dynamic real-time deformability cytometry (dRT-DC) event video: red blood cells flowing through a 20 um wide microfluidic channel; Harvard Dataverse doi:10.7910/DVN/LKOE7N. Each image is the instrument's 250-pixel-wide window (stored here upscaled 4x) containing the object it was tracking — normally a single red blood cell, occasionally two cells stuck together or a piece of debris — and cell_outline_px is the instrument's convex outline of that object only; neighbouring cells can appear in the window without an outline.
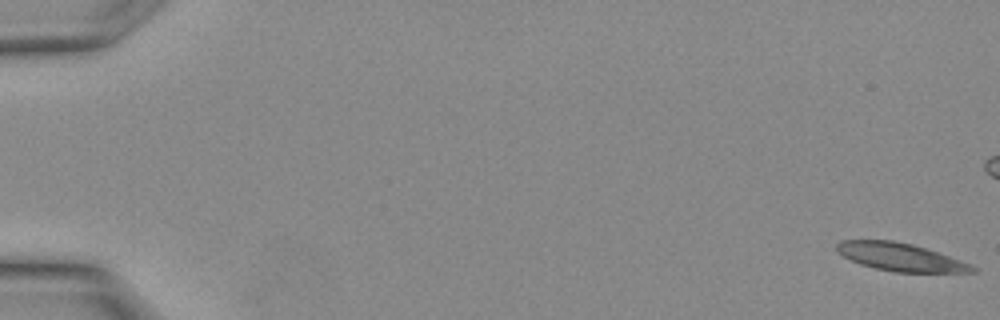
{"species": "Egyptian fruit bat (a non-hibernating species)", "species_latin": "Rousettus aegyptiacus", "temperature_condition": "warm", "stored_images_in_passage": 20, "camera_frame_rate_fps": 3000, "um_per_image_px": 0.085, "animal": {"sex": "female"}, "frame": {"image": 1, "passage_image": 1, "time_ms": 0.0, "image_size_px": [1000, 320], "cell_outline_px": [[976, 272], [896, 272], [876, 268], [860, 264], [836, 252], [836, 244], [840, 240], [892, 240], [912, 244], [940, 252], [972, 264], [976, 268]], "centroid_in_image_um": [76.55, 21.84], "position_along_channel_um": 8.5, "area_um2": 22.08}}
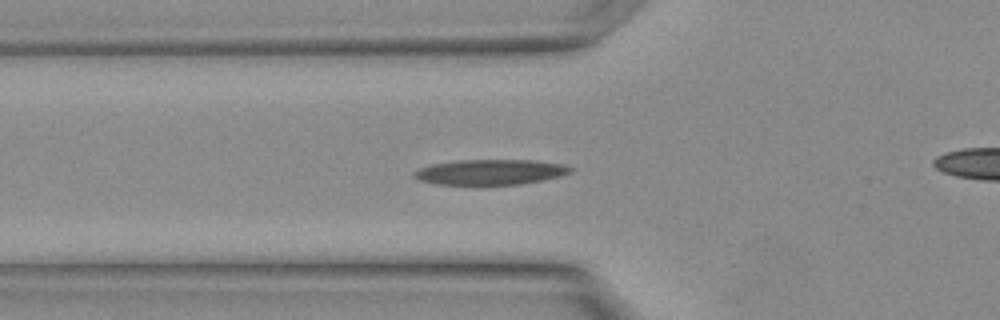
{"frame": {"image": 2, "passage_image": 12, "time_ms": 3.667, "image_size_px": [1000, 320], "cell_outline_px": [[572, 172], [560, 176], [540, 180], [516, 184], [436, 184], [420, 180], [412, 176], [412, 172], [420, 168], [432, 164], [456, 160], [536, 160], [564, 164], [572, 168]], "centroid_in_image_um": [41.66, 14.61], "position_along_channel_um": 84.1, "area_um2": 22.89}}
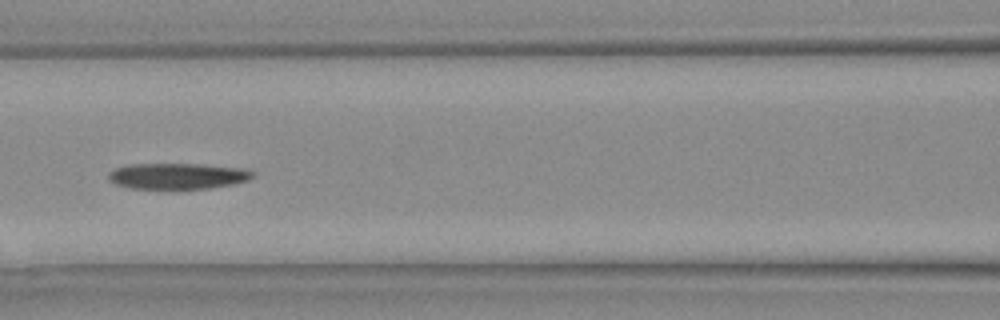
{"frame": {"image": 3, "passage_image": 15, "time_ms": 4.667, "image_size_px": [1000, 320], "cell_outline_px": [[256, 172], [248, 180], [232, 184], [208, 188], [132, 188], [116, 184], [108, 180], [108, 172], [116, 168], [128, 164], [200, 164], [244, 168]], "centroid_in_image_um": [15.09, 14.95], "position_along_channel_um": 151.5, "area_um2": 21.68}}